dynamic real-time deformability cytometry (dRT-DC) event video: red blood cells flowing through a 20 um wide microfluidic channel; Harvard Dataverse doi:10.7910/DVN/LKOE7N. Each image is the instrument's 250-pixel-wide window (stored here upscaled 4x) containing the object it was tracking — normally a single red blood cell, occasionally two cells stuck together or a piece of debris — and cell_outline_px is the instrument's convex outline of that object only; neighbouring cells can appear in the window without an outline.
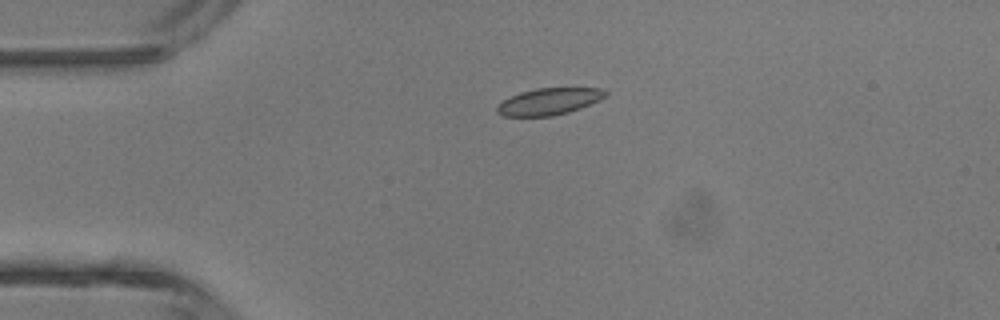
{"species": "common noctule bat (a hibernating species)", "species_latin": "Nyctalus noctula", "temperature_condition": "room temperature", "stored_images_in_passage": 3, "camera_frame_rate_fps": 3000, "um_per_image_px": 0.085, "animal": {"sex": "male", "body_mass_g": 13.3}, "frame": {"image": 1, "passage_image": 1, "time_ms": 0.0, "image_size_px": [1000, 320], "cell_outline_px": [[608, 96], [600, 100], [580, 108], [568, 112], [552, 116], [504, 116], [496, 112], [496, 104], [520, 92], [536, 88], [604, 88], [608, 92]], "centroid_in_image_um": [46.69, 8.62], "position_along_channel_um": 38.3, "area_um2": 16.99}}
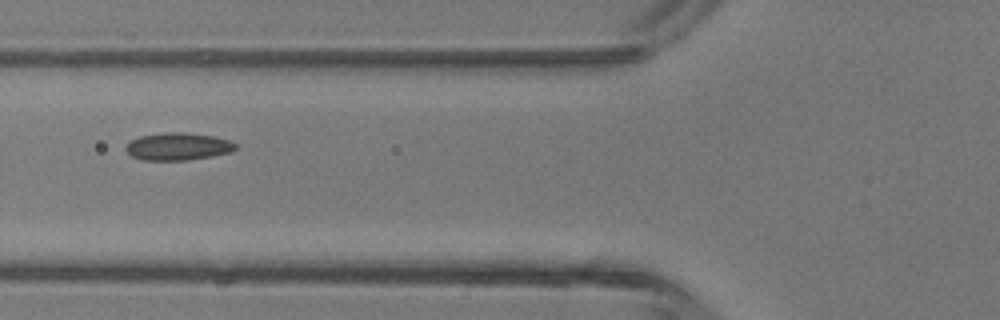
{"frame": {"image": 2, "passage_image": 3, "time_ms": 2.333, "image_size_px": [1000, 320], "cell_outline_px": [[236, 148], [232, 152], [212, 156], [188, 160], [144, 160], [132, 156], [124, 148], [132, 140], [140, 136], [164, 132], [184, 132], [216, 136], [228, 140], [236, 144]], "centroid_in_image_um": [15.15, 12.44], "position_along_channel_um": 110.6, "area_um2": 17.57}}